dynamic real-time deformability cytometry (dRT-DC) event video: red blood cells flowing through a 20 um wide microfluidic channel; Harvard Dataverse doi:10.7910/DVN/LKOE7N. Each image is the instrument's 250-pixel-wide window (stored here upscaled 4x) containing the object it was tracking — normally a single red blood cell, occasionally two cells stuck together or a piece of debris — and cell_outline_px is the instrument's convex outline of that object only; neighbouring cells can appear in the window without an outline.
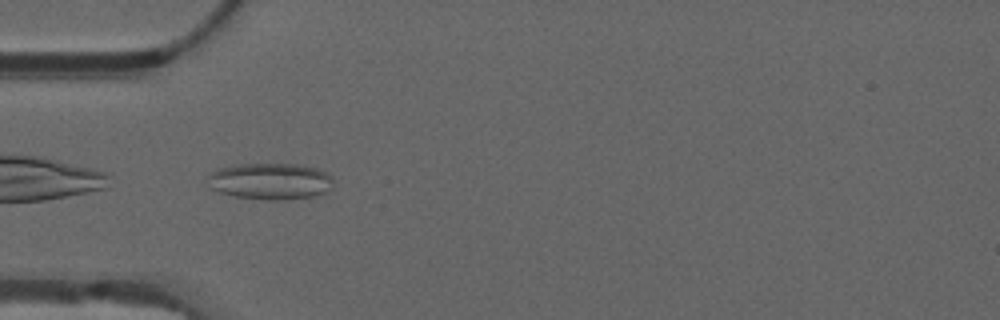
{"species": "common noctule bat (a hibernating species)", "species_latin": "Nyctalus noctula", "temperature_condition": "warm", "stored_images_in_passage": 39, "camera_frame_rate_fps": 3000, "um_per_image_px": 0.085, "animal": {"sex": "male", "forearm_length_mm": 52.5}, "frame": {"image": 1, "passage_image": 1, "time_ms": 0.0, "image_size_px": [1000, 320], "cell_outline_px": [[332, 188], [324, 192], [312, 196], [284, 200], [268, 200], [232, 196], [208, 188], [208, 176], [212, 172], [220, 168], [236, 164], [304, 164], [328, 172], [332, 176]], "centroid_in_image_um": [22.98, 15.4], "position_along_channel_um": 62.0, "area_um2": 26.99}}
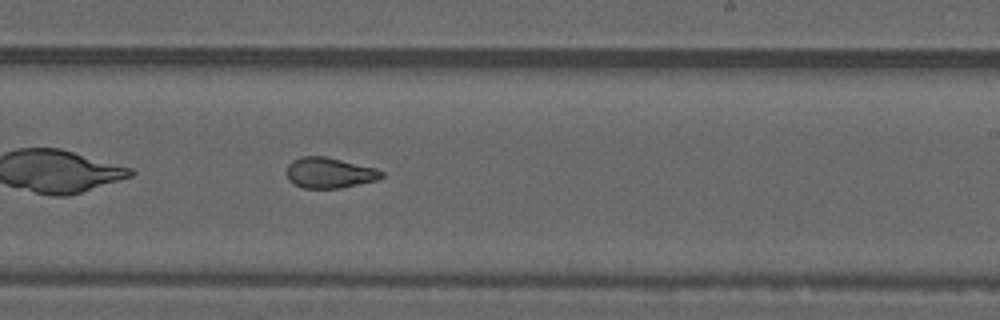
{"frame": {"image": 2, "passage_image": 17, "time_ms": 5.333, "image_size_px": [1000, 320], "cell_outline_px": [[384, 176], [376, 180], [340, 188], [304, 188], [292, 184], [288, 180], [288, 164], [292, 160], [300, 156], [324, 156], [376, 168], [384, 172]], "centroid_in_image_um": [27.99, 14.69], "position_along_channel_um": 261.0, "area_um2": 16.88}, "authors_computed_cell_mechanics": {"area_um2": 17.5712, "velocity_mm_per_s": 3.7606, "shape_relaxation_time_tau1_ms": null, "shape_relaxation_time_tau2_ms": 1.6783, "deformation_change_tau1": null, "deformation_change_tau2": 0.0801}}